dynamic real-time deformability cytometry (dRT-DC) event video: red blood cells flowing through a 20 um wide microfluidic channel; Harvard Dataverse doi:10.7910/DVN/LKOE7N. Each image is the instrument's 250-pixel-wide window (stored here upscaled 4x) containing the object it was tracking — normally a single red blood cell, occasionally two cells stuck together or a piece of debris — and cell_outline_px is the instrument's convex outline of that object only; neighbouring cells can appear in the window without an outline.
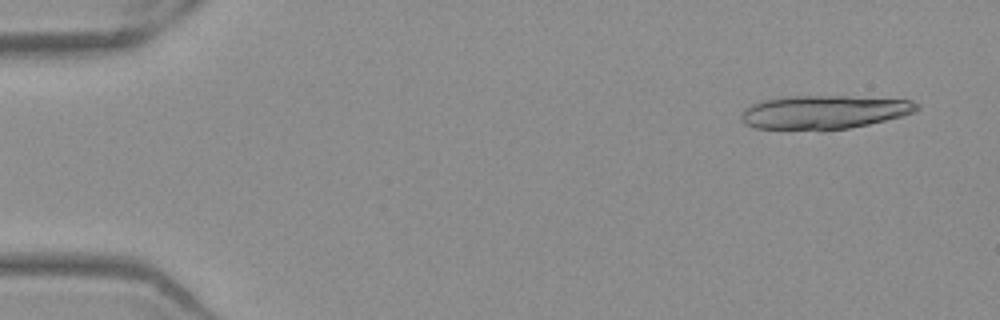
{"species": "Egyptian fruit bat (a non-hibernating species)", "species_latin": "Rousettus aegyptiacus", "temperature_condition": "warm", "stored_images_in_passage": 18, "camera_frame_rate_fps": 3000, "um_per_image_px": 0.085, "frame": {"image": 1, "passage_image": 3, "time_ms": 0.667, "image_size_px": [1000, 320], "cell_outline_px": [[920, 108], [916, 112], [868, 124], [848, 128], [820, 132], [756, 128], [748, 124], [740, 116], [744, 108], [752, 104], [764, 100], [780, 96], [848, 96], [912, 100], [920, 104]], "centroid_in_image_um": [70.03, 9.54], "position_along_channel_um": 15.0, "area_um2": 35.03}}